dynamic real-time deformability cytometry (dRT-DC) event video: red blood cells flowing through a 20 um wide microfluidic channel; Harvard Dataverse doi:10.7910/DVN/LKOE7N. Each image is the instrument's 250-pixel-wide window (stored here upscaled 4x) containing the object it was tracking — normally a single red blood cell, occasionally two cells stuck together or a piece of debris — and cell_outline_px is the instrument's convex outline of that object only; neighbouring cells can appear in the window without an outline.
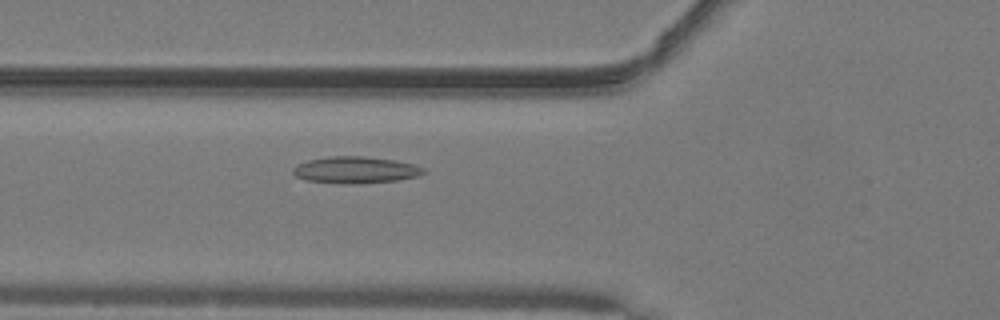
{"species": "common noctule bat (a hibernating species)", "species_latin": "Nyctalus noctula", "temperature_condition": "warm", "stored_images_in_passage": 31, "camera_frame_rate_fps": 3000, "um_per_image_px": 0.085, "animal": {"sex": "male", "body_mass_g": 19.2, "forearm_length_mm": 51.8}, "frame": {"image": 1, "passage_image": 3, "time_ms": 0.667, "image_size_px": [1000, 320], "cell_outline_px": [[428, 172], [416, 176], [396, 180], [360, 184], [340, 184], [308, 180], [296, 176], [292, 172], [292, 168], [308, 160], [328, 156], [364, 156], [396, 160], [412, 164], [424, 168]], "centroid_in_image_um": [30.23, 14.44], "position_along_channel_um": 95.6, "area_um2": 20.35}}
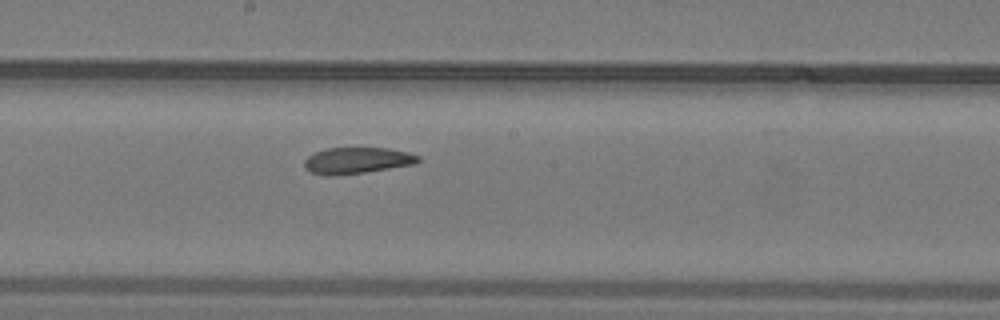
{"frame": {"image": 2, "passage_image": 12, "time_ms": 3.667, "image_size_px": [1000, 320], "cell_outline_px": [[420, 160], [416, 164], [364, 172], [332, 176], [328, 176], [312, 172], [304, 168], [304, 160], [308, 156], [316, 152], [328, 148], [388, 148], [408, 152], [420, 156]], "centroid_in_image_um": [30.36, 13.64], "position_along_channel_um": 217.8, "area_um2": 17.4}}
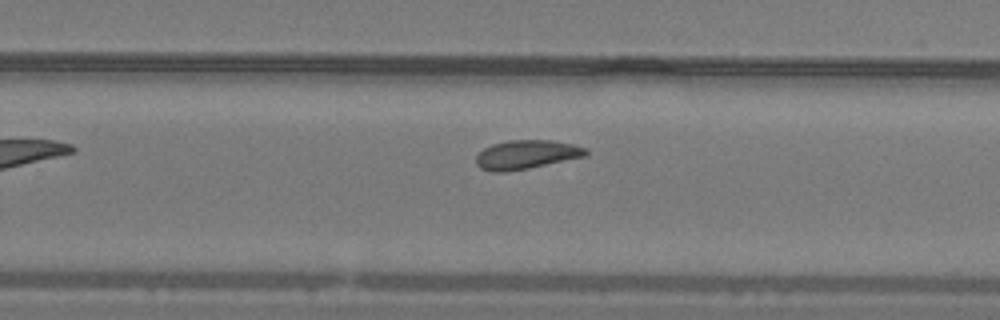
{"frame": {"image": 3, "passage_image": 17, "time_ms": 5.333, "image_size_px": [1000, 320], "cell_outline_px": [[588, 156], [528, 168], [504, 172], [492, 172], [480, 168], [476, 164], [476, 156], [484, 148], [492, 144], [508, 140], [552, 140], [572, 144], [588, 148]], "centroid_in_image_um": [44.76, 13.14], "position_along_channel_um": 285.0, "area_um2": 18.61}, "authors_computed_cell_mechanics": {"area_um2": 18.5538, "velocity_mm_per_s": 4.0714, "shape_relaxation_time_tau1_ms": null, "shape_relaxation_time_tau2_ms": 4.1235, "deformation_change_tau1": null, "deformation_change_tau2": 0.0954}}